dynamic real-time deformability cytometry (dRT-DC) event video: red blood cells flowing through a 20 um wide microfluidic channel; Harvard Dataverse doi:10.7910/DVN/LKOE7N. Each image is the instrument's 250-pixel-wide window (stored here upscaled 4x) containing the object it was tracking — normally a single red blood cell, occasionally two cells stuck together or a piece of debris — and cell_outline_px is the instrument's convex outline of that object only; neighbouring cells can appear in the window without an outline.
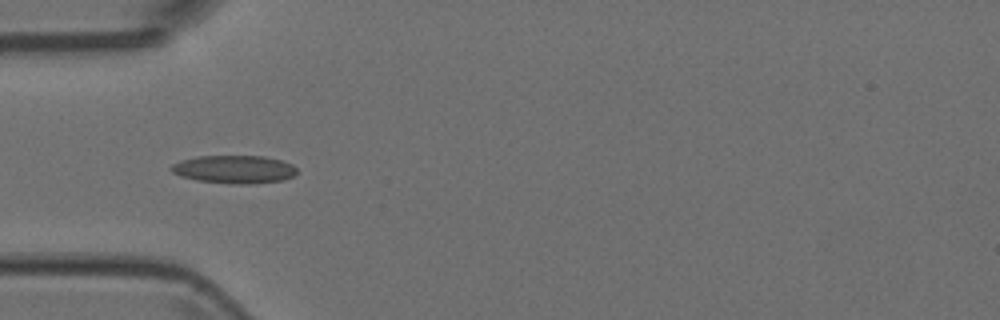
{"species": "Egyptian fruit bat (a non-hibernating species)", "species_latin": "Rousettus aegyptiacus", "temperature_condition": "room temperature", "stored_images_in_passage": 2, "camera_frame_rate_fps": 3000, "um_per_image_px": 0.085, "animal": {"sex": "female"}, "frame": {"image": 1, "passage_image": 1, "time_ms": 0.0, "image_size_px": [1000, 320], "cell_outline_px": [[296, 172], [292, 176], [284, 180], [256, 184], [228, 184], [196, 180], [180, 176], [172, 172], [168, 168], [172, 164], [180, 160], [196, 156], [264, 156], [280, 160], [292, 164], [296, 168]], "centroid_in_image_um": [19.87, 14.4], "position_along_channel_um": 65.1, "area_um2": 20.81}}